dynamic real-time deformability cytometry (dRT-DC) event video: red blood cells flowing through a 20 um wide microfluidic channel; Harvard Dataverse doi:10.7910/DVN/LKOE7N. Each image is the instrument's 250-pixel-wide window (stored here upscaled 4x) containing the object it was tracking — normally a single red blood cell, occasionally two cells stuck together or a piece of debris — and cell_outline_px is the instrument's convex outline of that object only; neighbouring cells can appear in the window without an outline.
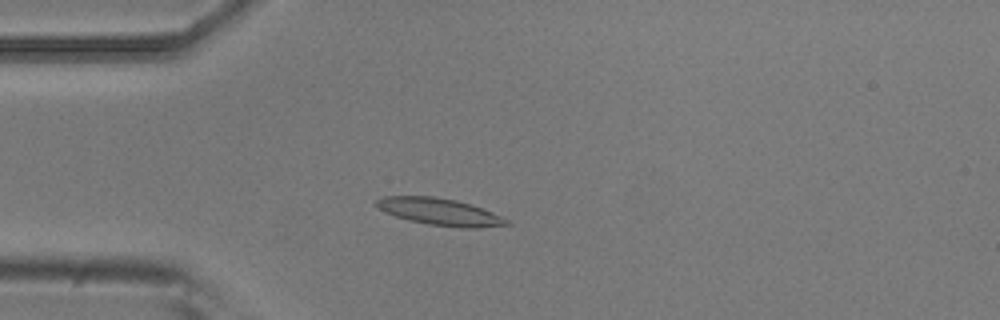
{"species": "common noctule bat (a hibernating species)", "species_latin": "Nyctalus noctula", "temperature_condition": "room temperature", "stored_images_in_passage": 4, "camera_frame_rate_fps": 3000, "um_per_image_px": 0.085, "animal": {"sex": "male", "body_mass_g": 20.5, "forearm_length_mm": 52.5}, "frame": {"image": 1, "passage_image": 4, "time_ms": 1.0, "image_size_px": [1000, 320], "cell_outline_px": [[512, 224], [480, 228], [460, 228], [428, 224], [408, 220], [384, 212], [376, 208], [372, 204], [376, 200], [384, 196], [436, 196], [456, 200], [472, 204], [492, 212], [508, 220]], "centroid_in_image_um": [37.35, 18.0], "position_along_channel_um": 47.7, "area_um2": 20.75}}